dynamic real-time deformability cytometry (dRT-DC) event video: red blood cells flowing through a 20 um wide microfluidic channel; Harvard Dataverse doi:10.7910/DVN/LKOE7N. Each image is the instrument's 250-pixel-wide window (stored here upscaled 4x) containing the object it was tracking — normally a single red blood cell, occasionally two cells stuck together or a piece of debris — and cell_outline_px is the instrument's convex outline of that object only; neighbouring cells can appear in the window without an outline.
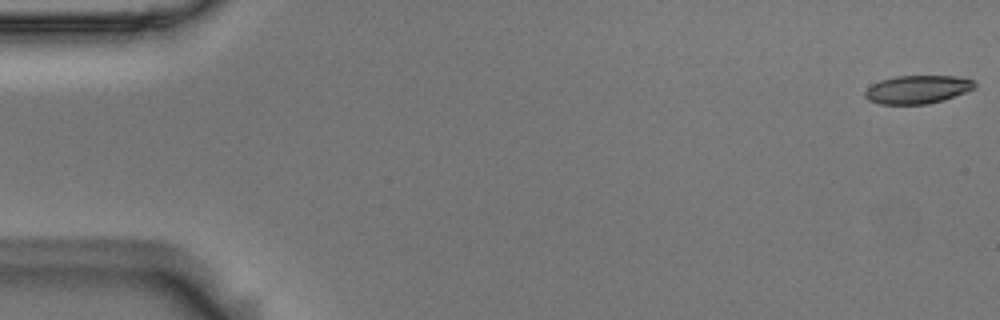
{"species": "Egyptian fruit bat (a non-hibernating species)", "species_latin": "Rousettus aegyptiacus", "temperature_condition": "room temperature", "stored_images_in_passage": 54, "camera_frame_rate_fps": 3000, "um_per_image_px": 0.085, "animal": {"sex": "male"}, "frame": {"image": 1, "passage_image": 1, "time_ms": 0.0, "image_size_px": [1000, 320], "cell_outline_px": [[976, 88], [944, 100], [928, 104], [880, 104], [868, 100], [864, 96], [864, 92], [872, 84], [880, 80], [896, 76], [956, 76], [972, 80], [976, 84]], "centroid_in_image_um": [77.98, 7.61], "position_along_channel_um": 7.0, "area_um2": 18.09}}
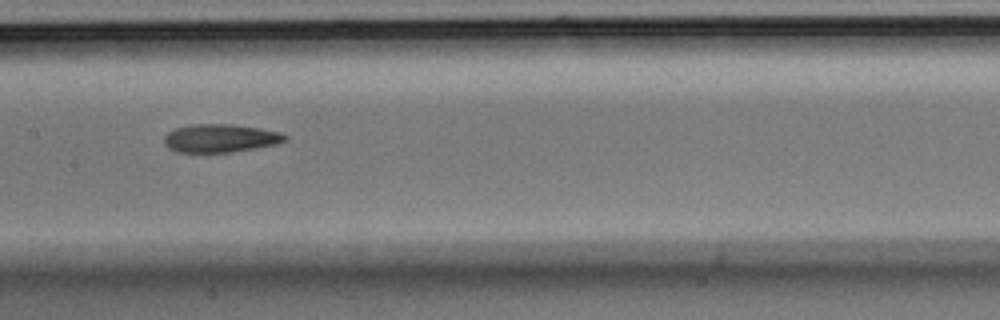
{"frame": {"image": 2, "passage_image": 27, "time_ms": 8.667, "image_size_px": [1000, 320], "cell_outline_px": [[288, 140], [276, 144], [228, 152], [176, 152], [168, 148], [164, 144], [164, 136], [168, 132], [176, 128], [192, 124], [232, 124], [260, 128], [280, 132], [288, 136]], "centroid_in_image_um": [18.72, 11.74], "position_along_channel_um": 188.7, "area_um2": 19.83}}
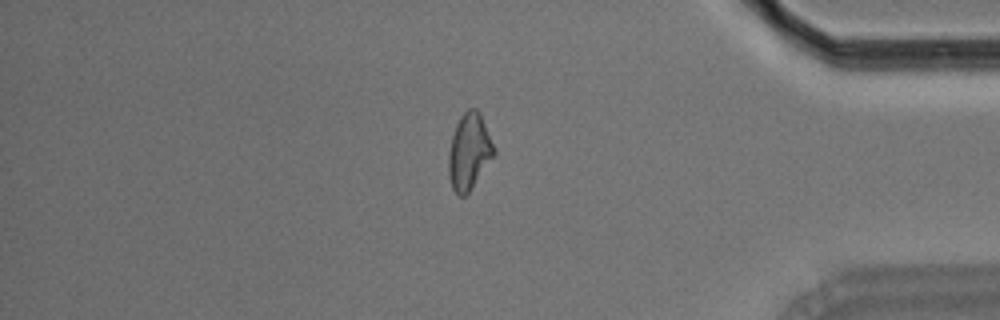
{"frame": {"image": 3, "passage_image": 46, "time_ms": 15.0, "image_size_px": [1000, 320], "cell_outline_px": [[496, 152], [468, 192], [464, 196], [460, 196], [452, 188], [448, 176], [448, 156], [452, 136], [456, 124], [460, 116], [468, 108], [476, 108], [480, 112], [496, 148]], "centroid_in_image_um": [39.88, 12.84], "position_along_channel_um": 395.3, "area_um2": 20.06}, "authors_computed_cell_mechanics": {"area_um2": 19.7965, "velocity_mm_per_s": 3.7205, "shape_relaxation_time_tau1_ms": 7.2679, "shape_relaxation_time_tau2_ms": 3.9511, "deformation_change_tau1": 0.1949, "deformation_change_tau2": 0.1241}}